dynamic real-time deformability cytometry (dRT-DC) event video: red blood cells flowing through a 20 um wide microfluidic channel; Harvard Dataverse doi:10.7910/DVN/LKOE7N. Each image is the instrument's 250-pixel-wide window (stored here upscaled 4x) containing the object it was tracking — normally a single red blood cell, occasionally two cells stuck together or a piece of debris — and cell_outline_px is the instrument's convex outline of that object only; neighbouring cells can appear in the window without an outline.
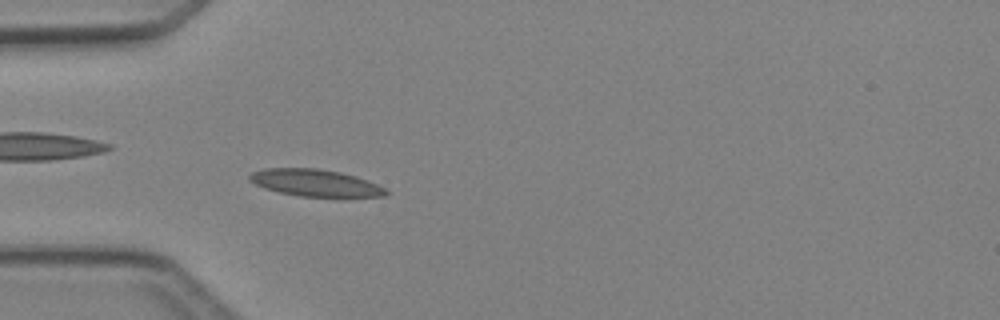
{"species": "Egyptian fruit bat (a non-hibernating species)", "species_latin": "Rousettus aegyptiacus", "temperature_condition": "cold", "stored_images_in_passage": 4, "camera_frame_rate_fps": 3000, "um_per_image_px": 0.085, "animal": {"sex": "female"}, "frame": {"image": 1, "passage_image": 4, "time_ms": 3.667, "image_size_px": [1000, 320], "cell_outline_px": [[388, 192], [384, 196], [300, 196], [280, 192], [264, 188], [248, 180], [248, 176], [252, 172], [264, 168], [316, 168], [340, 172], [356, 176], [368, 180], [384, 188]], "centroid_in_image_um": [26.75, 15.53], "position_along_channel_um": 58.2, "area_um2": 21.15}}